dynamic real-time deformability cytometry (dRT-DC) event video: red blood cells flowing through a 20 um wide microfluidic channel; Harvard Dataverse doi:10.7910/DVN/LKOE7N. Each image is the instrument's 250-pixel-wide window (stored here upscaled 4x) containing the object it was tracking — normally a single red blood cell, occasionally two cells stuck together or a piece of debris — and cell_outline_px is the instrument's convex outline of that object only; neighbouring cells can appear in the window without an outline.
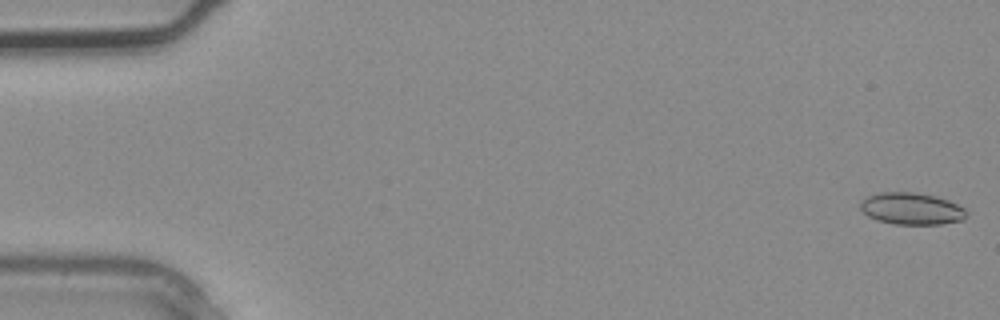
{"species": "common noctule bat (a hibernating species)", "species_latin": "Nyctalus noctula", "temperature_condition": "warm", "stored_images_in_passage": 5, "camera_frame_rate_fps": 3000, "um_per_image_px": 0.085, "animal": {"sex": "male", "body_mass_g": 20.4}, "frame": {"image": 1, "passage_image": 1, "time_ms": 0.0, "image_size_px": [1000, 320], "cell_outline_px": [[968, 212], [964, 220], [940, 224], [896, 224], [876, 220], [868, 216], [860, 208], [860, 200], [864, 196], [880, 192], [912, 192], [936, 196], [948, 200], [964, 208]], "centroid_in_image_um": [77.46, 17.73], "position_along_channel_um": 7.5, "area_um2": 19.88}}